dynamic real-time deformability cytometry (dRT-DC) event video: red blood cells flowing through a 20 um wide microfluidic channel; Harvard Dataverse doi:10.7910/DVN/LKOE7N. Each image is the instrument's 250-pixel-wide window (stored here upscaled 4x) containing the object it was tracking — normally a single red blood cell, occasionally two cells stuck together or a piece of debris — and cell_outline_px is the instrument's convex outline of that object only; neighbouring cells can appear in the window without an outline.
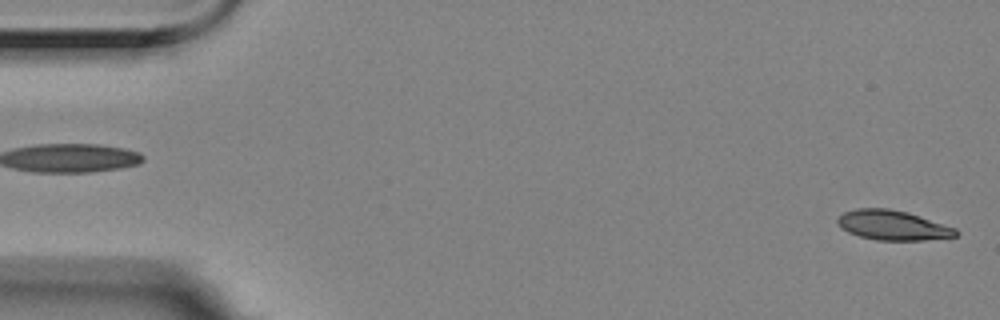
{"species": "Egyptian fruit bat (a non-hibernating species)", "species_latin": "Rousettus aegyptiacus", "temperature_condition": "room temperature", "stored_images_in_passage": 52, "camera_frame_rate_fps": 3000, "um_per_image_px": 0.085, "animal": {"sex": "female"}, "frame": {"image": 1, "passage_image": 1, "time_ms": 0.0, "image_size_px": [1000, 320], "cell_outline_px": [[960, 232], [956, 236], [924, 240], [876, 240], [860, 236], [848, 232], [840, 228], [836, 220], [844, 212], [856, 208], [888, 208], [908, 212], [956, 228]], "centroid_in_image_um": [75.88, 19.14], "position_along_channel_um": 9.1, "area_um2": 20.52}}
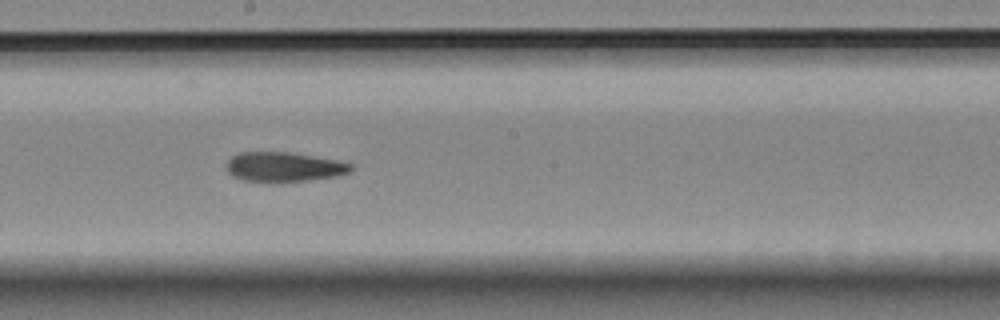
{"frame": {"image": 2, "passage_image": 30, "time_ms": 9.667, "image_size_px": [1000, 320], "cell_outline_px": [[352, 168], [348, 172], [336, 176], [272, 184], [244, 180], [232, 176], [228, 172], [224, 164], [232, 156], [240, 152], [292, 152], [336, 160], [352, 164]], "centroid_in_image_um": [24.05, 14.2], "position_along_channel_um": 224.1, "area_um2": 21.79}}
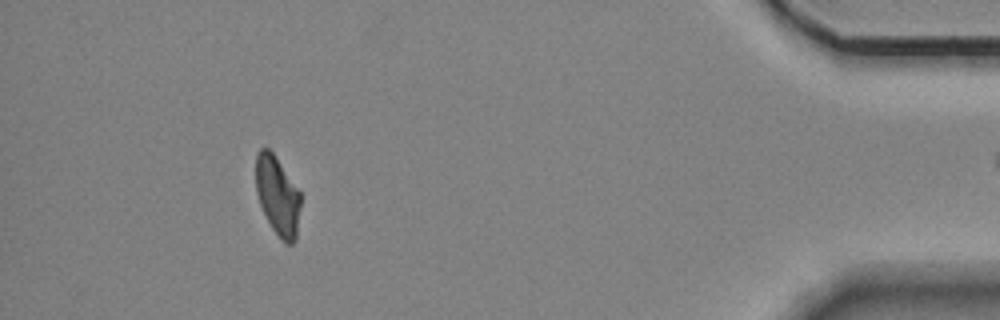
{"frame": {"image": 3, "passage_image": 51, "time_ms": 16.667, "image_size_px": [1000, 320], "cell_outline_px": [[300, 208], [296, 236], [292, 244], [284, 244], [280, 240], [272, 228], [260, 204], [256, 192], [256, 152], [260, 148], [268, 148], [272, 152], [300, 192]], "centroid_in_image_um": [23.58, 16.65], "position_along_channel_um": 411.6, "area_um2": 20.4}}